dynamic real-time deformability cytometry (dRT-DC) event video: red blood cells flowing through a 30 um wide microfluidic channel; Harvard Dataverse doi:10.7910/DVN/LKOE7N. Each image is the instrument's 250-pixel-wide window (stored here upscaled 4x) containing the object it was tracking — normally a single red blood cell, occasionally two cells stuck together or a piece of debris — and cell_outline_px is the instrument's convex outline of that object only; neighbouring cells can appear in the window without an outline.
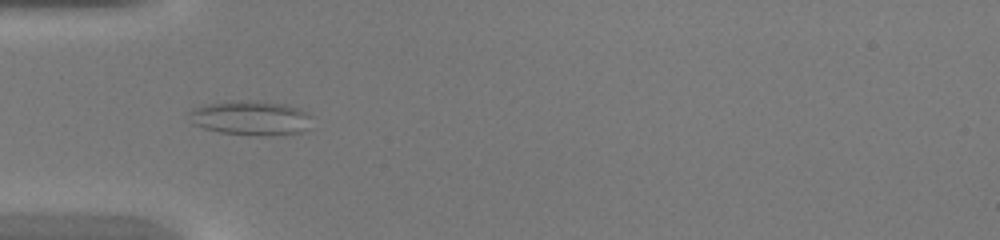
{"species": "common noctule bat (a hibernating species)", "species_latin": "Nyctalus noctula", "temperature_condition": "warm", "stored_images_in_passage": 45, "camera_frame_rate_fps": 3000, "um_per_image_px": 0.085, "animal": {"sex": "female", "body_mass_g": 20.0, "forearm_length_mm": 54.0}, "frame": {"image": 1, "passage_image": 14, "time_ms": 4.333, "image_size_px": [1000, 240], "cell_outline_px": [[308, 128], [300, 132], [272, 136], [260, 136], [220, 132], [204, 128], [192, 124], [188, 112], [192, 108], [200, 104], [232, 100], [264, 100], [284, 104], [300, 108], [308, 112]], "centroid_in_image_um": [21.25, 10.0], "position_along_channel_um": 63.7, "area_um2": 25.14}}
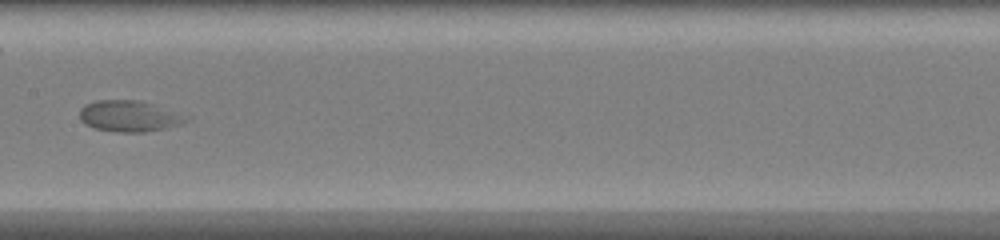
{"frame": {"image": 2, "passage_image": 23, "time_ms": 7.333, "image_size_px": [1000, 240], "cell_outline_px": [[192, 120], [180, 124], [164, 128], [144, 132], [120, 132], [96, 128], [84, 124], [80, 120], [80, 108], [84, 104], [96, 100], [140, 100], [192, 116]], "centroid_in_image_um": [11.03, 9.86], "position_along_channel_um": 196.4, "area_um2": 19.54}}
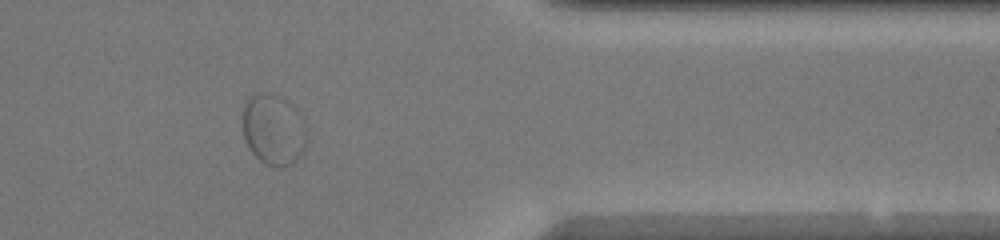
{"frame": {"image": 3, "passage_image": 37, "time_ms": 12.0, "image_size_px": [1000, 240], "cell_outline_px": [[304, 148], [296, 160], [288, 164], [264, 164], [252, 152], [244, 136], [244, 104], [256, 92], [260, 92], [276, 96], [292, 104], [300, 112], [304, 120]], "centroid_in_image_um": [23.24, 10.98], "position_along_channel_um": 388.2, "area_um2": 25.55}}